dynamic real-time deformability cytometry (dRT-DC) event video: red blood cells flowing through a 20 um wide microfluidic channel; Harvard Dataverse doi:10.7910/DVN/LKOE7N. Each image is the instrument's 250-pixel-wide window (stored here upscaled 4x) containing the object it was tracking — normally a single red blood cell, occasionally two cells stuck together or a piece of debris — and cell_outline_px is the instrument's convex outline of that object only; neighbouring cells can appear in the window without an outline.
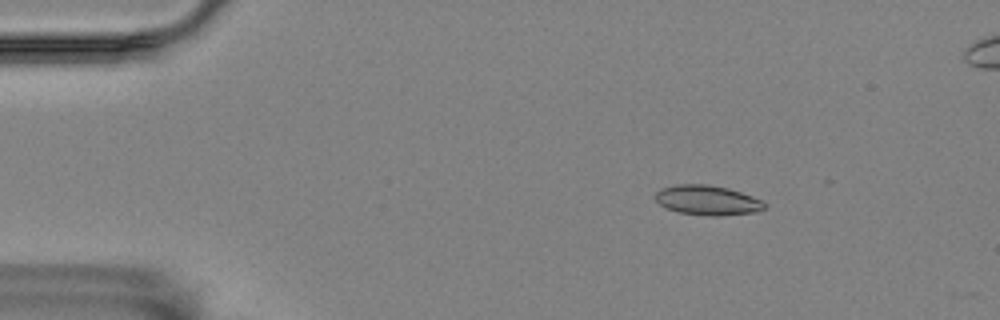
{"species": "Egyptian fruit bat (a non-hibernating species)", "species_latin": "Rousettus aegyptiacus", "temperature_condition": "room temperature", "stored_images_in_passage": 57, "segment_of_instrument_passage": [1, 2], "camera_frame_rate_fps": 3000, "um_per_image_px": 0.085, "animal": {"sex": "female"}, "frame": {"image": 1, "passage_image": 8, "time_ms": 2.333, "image_size_px": [1000, 320], "cell_outline_px": [[764, 208], [756, 212], [720, 216], [708, 216], [680, 212], [668, 208], [660, 204], [656, 200], [656, 192], [660, 188], [676, 184], [708, 184], [728, 188], [752, 196], [760, 200], [764, 204]], "centroid_in_image_um": [60.11, 17.01], "position_along_channel_um": 24.9, "area_um2": 18.79}}
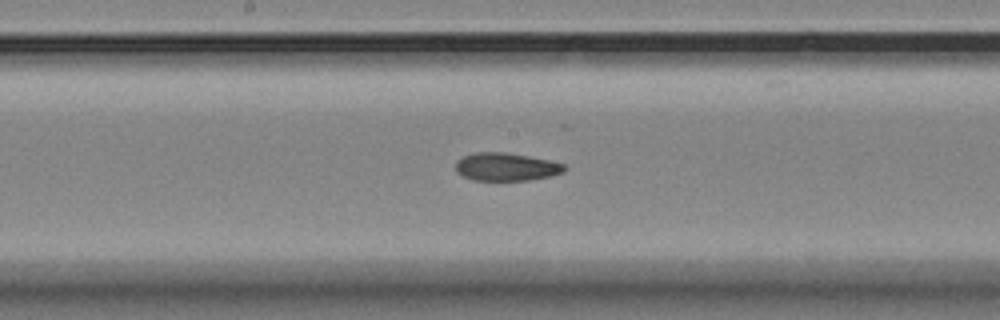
{"frame": {"image": 2, "passage_image": 29, "time_ms": 9.333, "image_size_px": [1000, 320], "cell_outline_px": [[568, 168], [564, 172], [552, 176], [528, 180], [472, 180], [456, 172], [456, 160], [464, 156], [476, 152], [504, 152], [528, 156], [548, 160], [564, 164]], "centroid_in_image_um": [43.03, 14.18], "position_along_channel_um": 205.2, "area_um2": 17.74}}
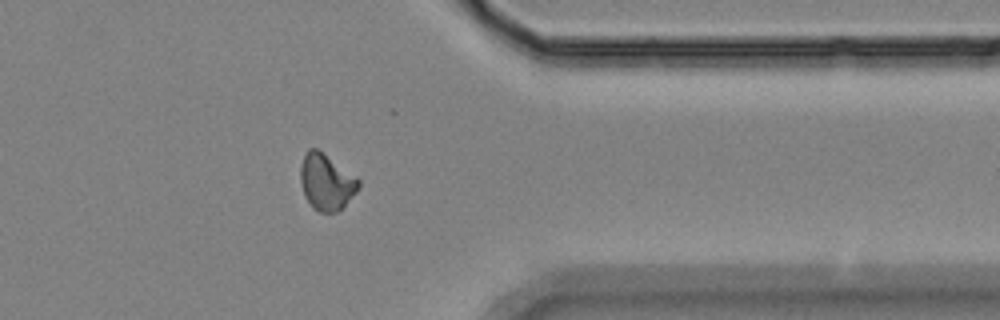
{"frame": {"image": 3, "passage_image": 45, "time_ms": 14.667, "image_size_px": [1000, 320], "cell_outline_px": [[360, 184], [356, 192], [336, 212], [320, 212], [312, 208], [304, 196], [300, 180], [300, 168], [304, 156], [308, 148], [316, 148], [356, 176], [360, 180]], "centroid_in_image_um": [27.71, 15.47], "position_along_channel_um": 383.7, "area_um2": 18.79}}